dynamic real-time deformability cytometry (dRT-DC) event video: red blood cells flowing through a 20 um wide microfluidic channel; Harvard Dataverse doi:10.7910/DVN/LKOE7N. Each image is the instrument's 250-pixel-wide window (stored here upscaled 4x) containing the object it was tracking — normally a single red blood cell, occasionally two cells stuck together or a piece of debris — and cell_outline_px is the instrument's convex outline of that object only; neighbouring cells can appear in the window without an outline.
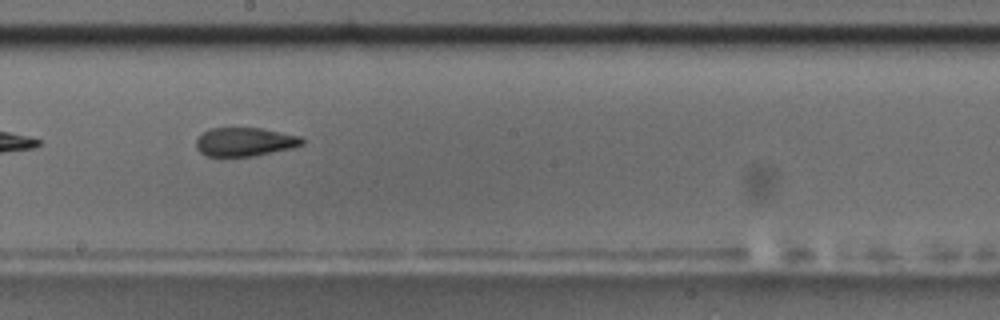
{"species": "common noctule bat (a hibernating species)", "species_latin": "Nyctalus noctula", "temperature_condition": "room temperature", "stored_images_in_passage": 10, "camera_frame_rate_fps": 3000, "um_per_image_px": 0.085, "animal": {"sex": "male", "body_mass_g": 17.5, "forearm_length_mm": 52.3}, "frame": {"image": 1, "passage_image": 9, "time_ms": 10.0, "image_size_px": [1000, 320], "cell_outline_px": [[304, 144], [292, 148], [252, 156], [208, 156], [200, 152], [196, 148], [196, 140], [208, 128], [260, 128], [300, 136], [304, 140]], "centroid_in_image_um": [20.8, 12.05], "position_along_channel_um": 227.4, "area_um2": 17.57}}